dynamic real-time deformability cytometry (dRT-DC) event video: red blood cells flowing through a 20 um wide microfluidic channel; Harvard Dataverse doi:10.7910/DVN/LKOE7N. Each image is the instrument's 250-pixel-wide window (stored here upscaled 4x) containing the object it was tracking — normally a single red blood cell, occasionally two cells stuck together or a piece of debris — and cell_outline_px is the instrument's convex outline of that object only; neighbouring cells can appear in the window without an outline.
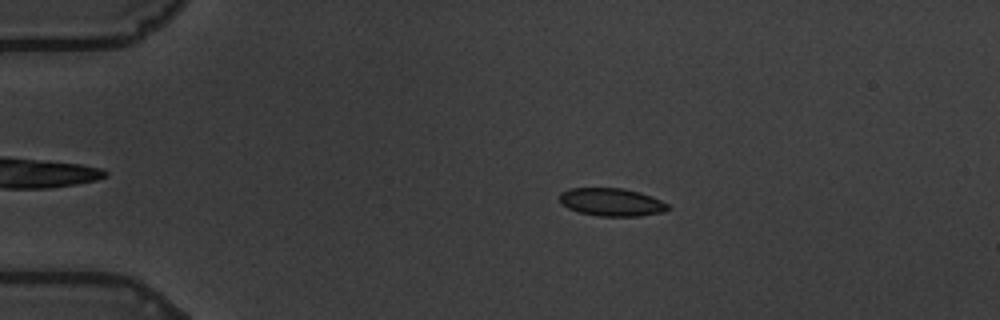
{"species": "common noctule bat (a hibernating species)", "species_latin": "Nyctalus noctula", "temperature_condition": "warm", "stored_images_in_passage": 58, "camera_frame_rate_fps": 3000, "um_per_image_px": 0.085, "animal": {"sex": "male", "body_mass_g": 19.5, "forearm_length_mm": 54.6}, "frame": {"image": 1, "passage_image": 12, "time_ms": 3.667, "image_size_px": [1000, 320], "cell_outline_px": [[672, 208], [664, 212], [636, 216], [600, 216], [580, 212], [568, 208], [560, 204], [560, 192], [572, 188], [624, 188], [640, 192], [652, 196], [668, 204]], "centroid_in_image_um": [52.0, 17.17], "position_along_channel_um": 33.0, "area_um2": 17.69}}
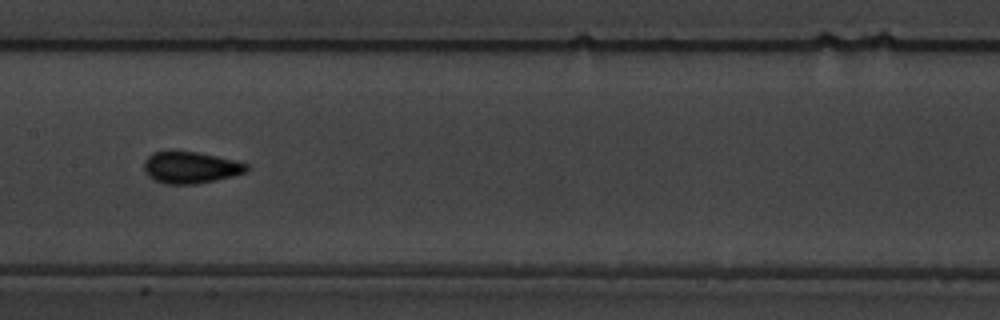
{"frame": {"image": 2, "passage_image": 30, "time_ms": 9.667, "image_size_px": [1000, 320], "cell_outline_px": [[248, 168], [244, 172], [232, 176], [216, 180], [196, 184], [164, 184], [148, 176], [144, 168], [144, 160], [152, 152], [196, 152], [216, 156], [248, 164]], "centroid_in_image_um": [16.17, 14.25], "position_along_channel_um": 191.2, "area_um2": 18.61}}
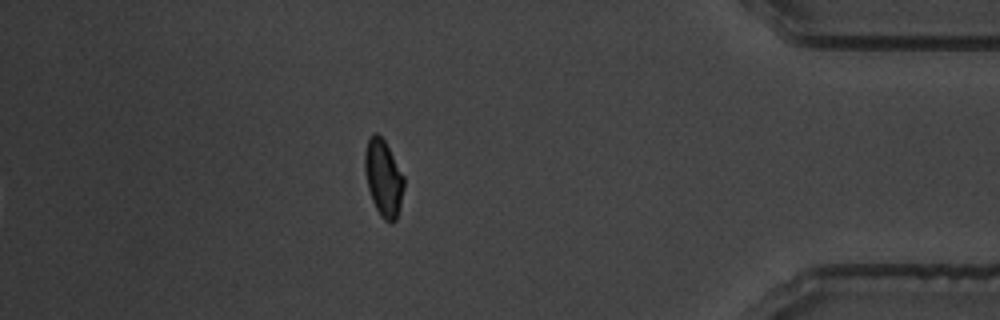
{"frame": {"image": 3, "passage_image": 51, "time_ms": 16.667, "image_size_px": [1000, 320], "cell_outline_px": [[404, 188], [396, 220], [392, 224], [384, 220], [380, 216], [372, 200], [368, 188], [364, 168], [364, 152], [368, 140], [372, 132], [376, 132], [384, 140], [404, 176]], "centroid_in_image_um": [32.58, 15.14], "position_along_channel_um": 402.6, "area_um2": 17.46}, "authors_computed_cell_mechanics": {"area_um2": 17.6579, "velocity_mm_per_s": 3.5312, "shape_relaxation_time_tau1_ms": 2.7848, "shape_relaxation_time_tau2_ms": null, "deformation_change_tau1": 0.0869, "deformation_change_tau2": null}}